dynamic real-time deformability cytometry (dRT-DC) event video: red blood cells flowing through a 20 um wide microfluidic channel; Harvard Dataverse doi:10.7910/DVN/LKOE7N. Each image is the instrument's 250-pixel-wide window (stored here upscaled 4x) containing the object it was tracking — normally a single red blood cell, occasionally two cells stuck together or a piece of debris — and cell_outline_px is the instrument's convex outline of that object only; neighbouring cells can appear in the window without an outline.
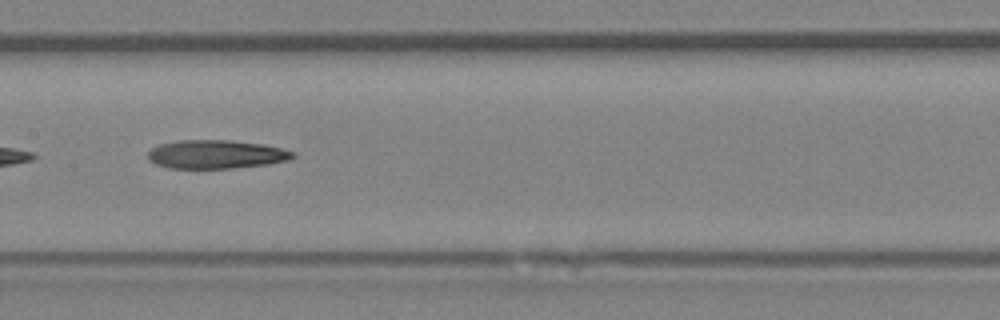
{"species": "Egyptian fruit bat (a non-hibernating species)", "species_latin": "Rousettus aegyptiacus", "temperature_condition": "room temperature", "stored_images_in_passage": 38, "camera_frame_rate_fps": 3000, "um_per_image_px": 0.085, "animal": {"sex": "female"}, "frame": {"image": 1, "passage_image": 17, "time_ms": 5.333, "image_size_px": [1000, 320], "cell_outline_px": [[296, 156], [288, 160], [268, 164], [232, 168], [168, 168], [156, 164], [148, 160], [148, 152], [152, 148], [160, 144], [176, 140], [232, 140], [264, 144], [296, 152]], "centroid_in_image_um": [18.37, 13.11], "position_along_channel_um": 189.0, "area_um2": 24.28}, "authors_computed_cell_mechanics": {"area_um2": 24.6517, "velocity_mm_per_s": 4.0376, "shape_relaxation_time_tau1_ms": 10.4286, "shape_relaxation_time_tau2_ms": null, "deformation_change_tau1": 0.2162, "deformation_change_tau2": null}}